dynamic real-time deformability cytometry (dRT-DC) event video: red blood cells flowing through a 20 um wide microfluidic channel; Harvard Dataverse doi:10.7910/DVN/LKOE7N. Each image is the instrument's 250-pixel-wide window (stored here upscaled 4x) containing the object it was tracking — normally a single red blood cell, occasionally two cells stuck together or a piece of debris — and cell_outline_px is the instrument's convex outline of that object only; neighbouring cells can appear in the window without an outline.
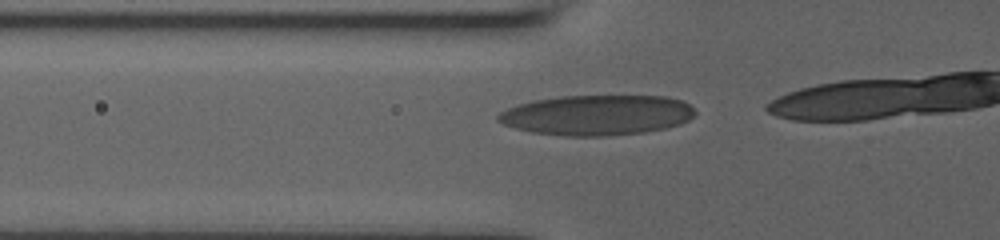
{"species": "human", "species_latin": "Homo sapiens", "temperature_condition": "room temperature", "stored_images_in_passage": 22, "camera_frame_rate_fps": 3000, "um_per_image_px": 0.085, "donor": {"sex": "male"}, "frame": {"image": 1, "passage_image": 17, "time_ms": 5.333, "image_size_px": [1000, 240], "cell_outline_px": [[696, 112], [688, 120], [680, 124], [664, 128], [644, 132], [608, 136], [564, 136], [532, 132], [516, 128], [504, 124], [496, 120], [496, 116], [500, 112], [516, 104], [532, 100], [560, 96], [668, 96], [684, 100]], "centroid_in_image_um": [50.72, 9.77], "position_along_channel_um": 75.1, "area_um2": 46.36}}
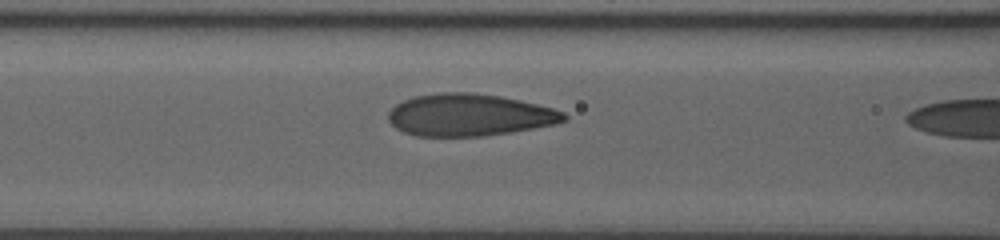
{"frame": {"image": 2, "passage_image": 21, "time_ms": 6.667, "image_size_px": [1000, 240], "cell_outline_px": [[568, 120], [556, 124], [508, 132], [480, 136], [416, 136], [404, 132], [396, 128], [388, 120], [388, 112], [396, 104], [412, 96], [440, 92], [472, 92], [500, 96], [520, 100], [552, 108], [564, 112], [568, 116]], "centroid_in_image_um": [39.88, 9.76], "position_along_channel_um": 126.7, "area_um2": 43.12}}